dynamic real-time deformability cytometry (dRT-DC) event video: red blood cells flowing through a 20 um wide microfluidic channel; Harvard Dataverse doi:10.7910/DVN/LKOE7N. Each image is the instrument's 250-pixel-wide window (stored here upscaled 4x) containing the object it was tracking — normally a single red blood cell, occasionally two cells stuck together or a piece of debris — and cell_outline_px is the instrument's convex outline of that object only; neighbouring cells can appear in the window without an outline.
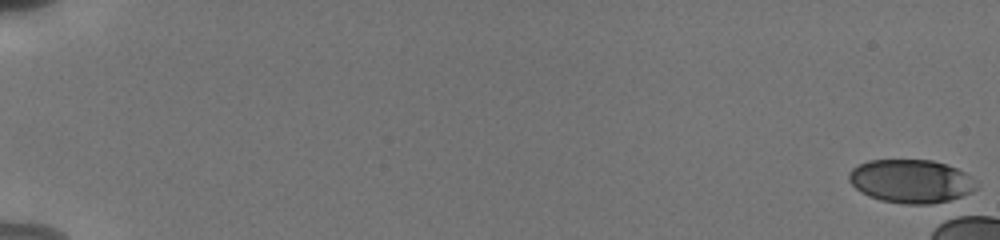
{"species": "human", "species_latin": "Homo sapiens", "temperature_condition": "cold", "stored_images_in_passage": 3, "camera_frame_rate_fps": 3000, "um_per_image_px": 0.085, "donor": {"sex": "male"}, "frame": {"image": 1, "passage_image": 1, "time_ms": 0.0, "image_size_px": [1000, 240], "cell_outline_px": [[976, 188], [972, 192], [948, 200], [932, 204], [904, 204], [880, 200], [868, 196], [860, 192], [848, 180], [848, 172], [852, 168], [868, 160], [932, 160], [956, 168], [972, 176]], "centroid_in_image_um": [77.39, 15.4], "position_along_channel_um": 7.6, "area_um2": 32.19}}